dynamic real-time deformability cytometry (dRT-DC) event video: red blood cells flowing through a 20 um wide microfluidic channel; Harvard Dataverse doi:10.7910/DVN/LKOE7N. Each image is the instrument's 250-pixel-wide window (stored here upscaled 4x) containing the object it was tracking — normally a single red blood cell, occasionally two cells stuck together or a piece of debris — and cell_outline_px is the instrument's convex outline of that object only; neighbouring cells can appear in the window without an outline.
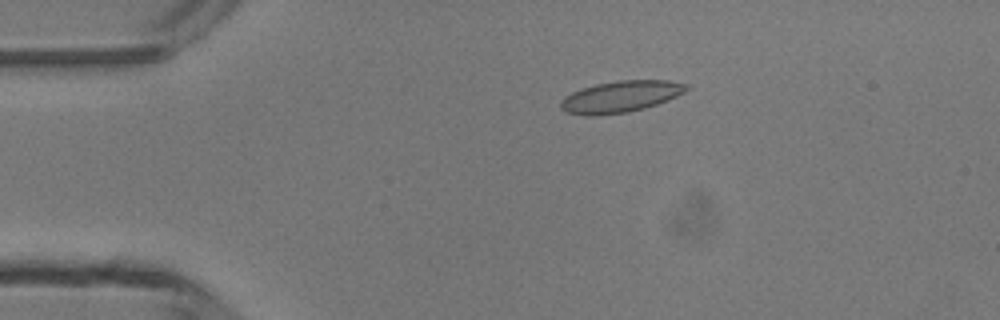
{"species": "common noctule bat (a hibernating species)", "species_latin": "Nyctalus noctula", "temperature_condition": "room temperature", "stored_images_in_passage": 3, "camera_frame_rate_fps": 3000, "um_per_image_px": 0.085, "animal": {"sex": "male", "body_mass_g": 13.3}, "frame": {"image": 1, "passage_image": 1, "time_ms": 0.0, "image_size_px": [1000, 320], "cell_outline_px": [[688, 88], [684, 92], [668, 100], [644, 108], [628, 112], [592, 116], [584, 116], [564, 112], [560, 108], [560, 100], [564, 96], [572, 92], [596, 84], [620, 80], [668, 80], [688, 84]], "centroid_in_image_um": [52.71, 8.22], "position_along_channel_um": 32.3, "area_um2": 23.12}}